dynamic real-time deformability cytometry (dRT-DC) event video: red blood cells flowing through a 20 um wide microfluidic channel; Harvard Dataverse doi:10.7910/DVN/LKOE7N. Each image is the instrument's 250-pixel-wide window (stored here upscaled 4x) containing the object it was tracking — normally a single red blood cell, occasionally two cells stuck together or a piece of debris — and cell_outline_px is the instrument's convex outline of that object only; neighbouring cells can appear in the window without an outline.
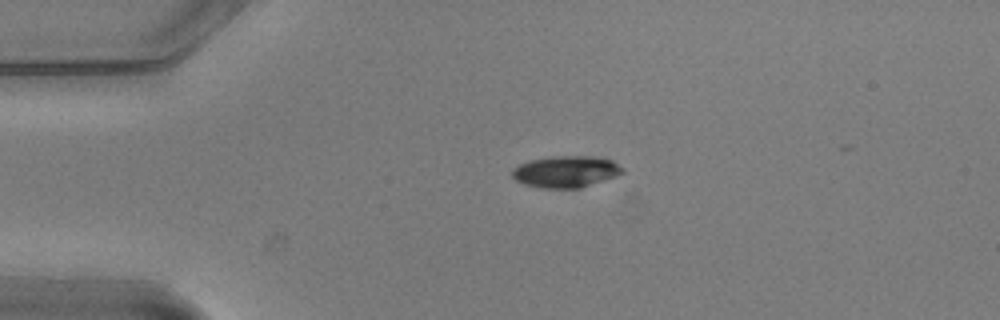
{"species": "common noctule bat (a hibernating species)", "species_latin": "Nyctalus noctula", "temperature_condition": "warm", "stored_images_in_passage": 39, "camera_frame_rate_fps": 3000, "um_per_image_px": 0.085, "animal": {"sex": "male", "body_mass_g": 20.5, "forearm_length_mm": 52.5}, "frame": {"image": 1, "passage_image": 1, "time_ms": 0.0, "image_size_px": [1000, 320], "cell_outline_px": [[624, 172], [580, 188], [540, 188], [524, 184], [516, 180], [512, 176], [512, 168], [528, 160], [552, 156], [596, 156], [612, 160], [624, 168]], "centroid_in_image_um": [48.06, 14.57], "position_along_channel_um": 36.9, "area_um2": 20.29}}
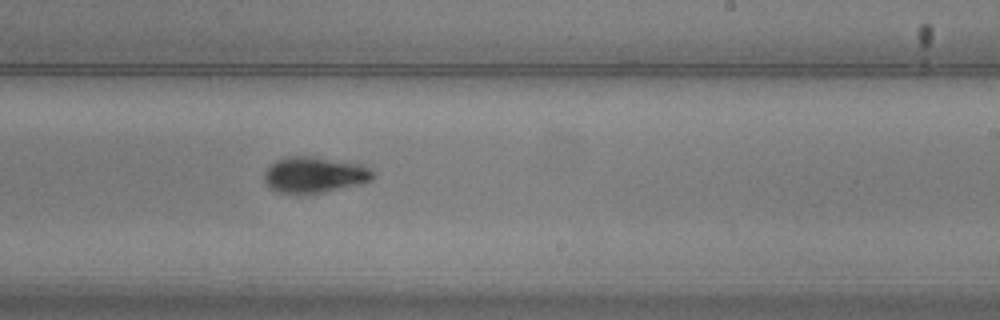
{"frame": {"image": 2, "passage_image": 22, "time_ms": 7.0, "image_size_px": [1000, 320], "cell_outline_px": [[376, 176], [372, 180], [360, 184], [304, 196], [296, 196], [276, 192], [268, 188], [264, 180], [264, 172], [276, 160], [288, 156], [304, 156], [364, 164], [372, 168]], "centroid_in_image_um": [26.72, 14.9], "position_along_channel_um": 262.3, "area_um2": 23.41}}
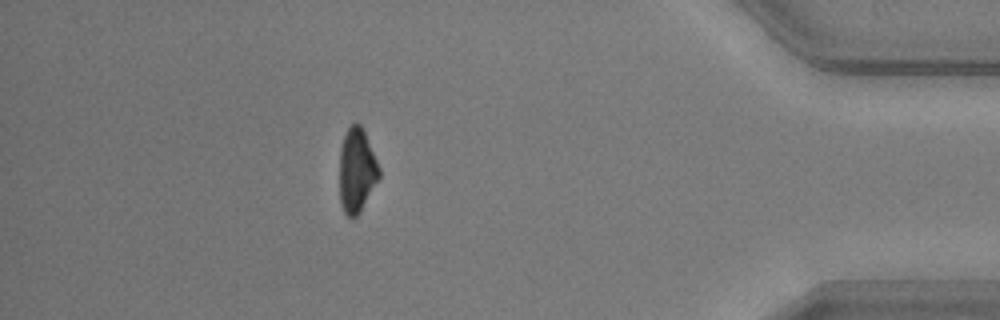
{"frame": {"image": 3, "passage_image": 37, "time_ms": 12.0, "image_size_px": [1000, 320], "cell_outline_px": [[380, 176], [360, 212], [356, 216], [348, 216], [344, 212], [340, 204], [340, 148], [344, 136], [348, 128], [352, 124], [360, 124], [364, 132], [380, 168]], "centroid_in_image_um": [30.32, 14.5], "position_along_channel_um": 404.9, "area_um2": 19.13}}